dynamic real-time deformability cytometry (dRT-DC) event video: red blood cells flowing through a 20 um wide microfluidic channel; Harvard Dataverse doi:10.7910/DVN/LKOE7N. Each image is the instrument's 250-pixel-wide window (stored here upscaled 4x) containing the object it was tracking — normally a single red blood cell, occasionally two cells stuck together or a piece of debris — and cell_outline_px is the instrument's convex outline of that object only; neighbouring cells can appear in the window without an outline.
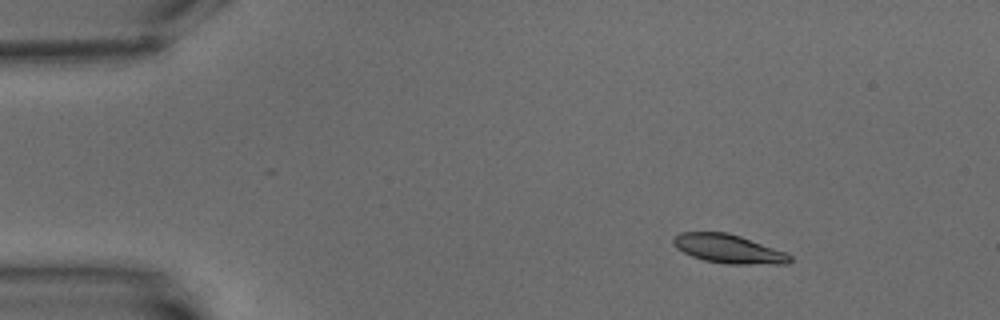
{"species": "common noctule bat (a hibernating species)", "species_latin": "Nyctalus noctula", "temperature_condition": "warm", "stored_images_in_passage": 4, "camera_frame_rate_fps": 3000, "um_per_image_px": 0.085, "animal": {"sex": "male", "body_mass_g": 15.6}, "frame": {"image": 1, "passage_image": 2, "time_ms": 2.667, "image_size_px": [1000, 320], "cell_outline_px": [[792, 260], [788, 264], [728, 264], [704, 260], [692, 256], [676, 248], [672, 244], [672, 240], [680, 232], [728, 232], [740, 236], [784, 252], [792, 256]], "centroid_in_image_um": [61.9, 21.15], "position_along_channel_um": 23.1, "area_um2": 19.42}}